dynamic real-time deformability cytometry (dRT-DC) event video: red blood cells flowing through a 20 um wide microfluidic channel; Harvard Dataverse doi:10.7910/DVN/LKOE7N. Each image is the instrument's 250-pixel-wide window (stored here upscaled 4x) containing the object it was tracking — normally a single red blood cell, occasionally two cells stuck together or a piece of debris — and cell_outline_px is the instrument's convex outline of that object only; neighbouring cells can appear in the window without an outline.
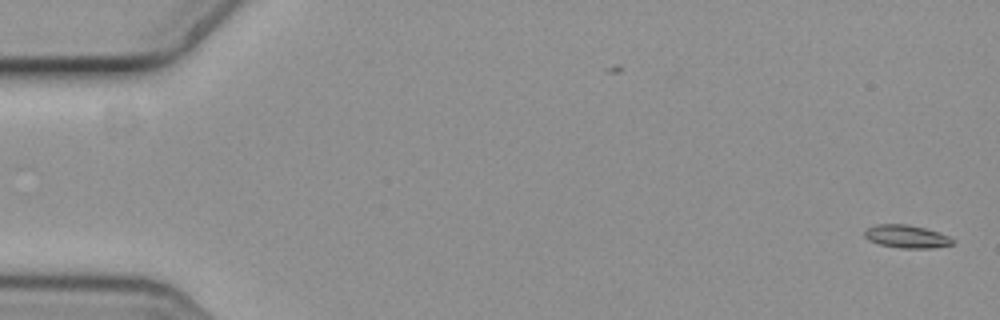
{"species": "common noctule bat (a hibernating species)", "species_latin": "Nyctalus noctula", "temperature_condition": "cold", "stored_images_in_passage": 10, "camera_frame_rate_fps": 3000, "um_per_image_px": 0.085, "animal": {"sex": "female", "body_mass_g": 19.3, "forearm_length_mm": 54.1}, "frame": {"image": 1, "passage_image": 1, "time_ms": 0.0, "image_size_px": [1000, 320], "cell_outline_px": [[956, 240], [952, 244], [932, 248], [900, 248], [880, 244], [868, 240], [864, 236], [864, 232], [868, 228], [876, 224], [908, 224], [940, 232]], "centroid_in_image_um": [77.07, 20.1], "position_along_channel_um": 7.9, "area_um2": 11.79}}
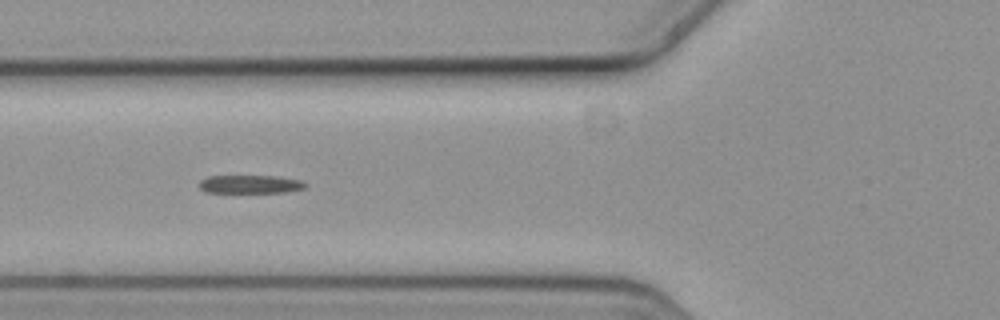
{"frame": {"image": 2, "passage_image": 7, "time_ms": 2.0, "image_size_px": [1000, 320], "cell_outline_px": [[308, 184], [304, 188], [288, 192], [204, 192], [200, 188], [200, 180], [208, 176], [276, 176], [304, 180]], "centroid_in_image_um": [21.32, 15.65], "position_along_channel_um": 104.5, "area_um2": 11.33}}
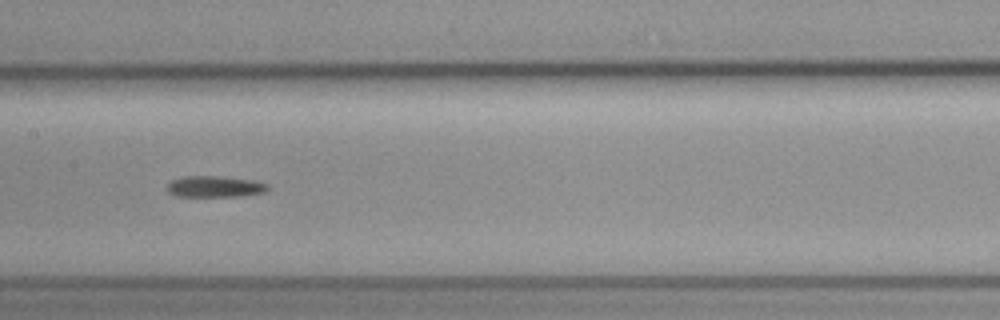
{"frame": {"image": 3, "passage_image": 9, "time_ms": 2.667, "image_size_px": [1000, 320], "cell_outline_px": [[268, 192], [244, 196], [176, 196], [168, 192], [168, 184], [172, 180], [180, 176], [216, 176], [252, 180], [268, 184]], "centroid_in_image_um": [18.28, 15.86], "position_along_channel_um": 189.1, "area_um2": 12.48}}